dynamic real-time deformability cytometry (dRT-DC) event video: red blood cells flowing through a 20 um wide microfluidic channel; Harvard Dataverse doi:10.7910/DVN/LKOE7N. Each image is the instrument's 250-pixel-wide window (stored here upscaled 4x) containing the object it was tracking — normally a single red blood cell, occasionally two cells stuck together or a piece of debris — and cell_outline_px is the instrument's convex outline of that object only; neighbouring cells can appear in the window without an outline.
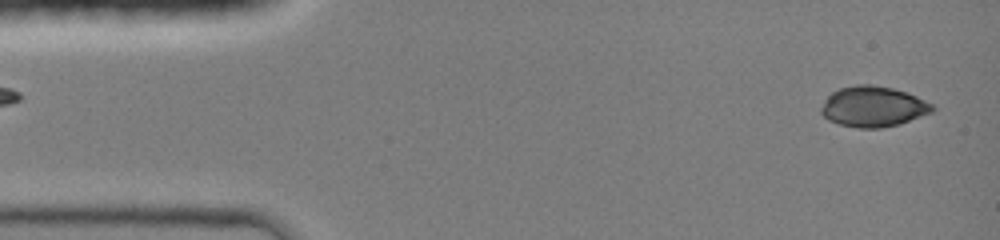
{"species": "common noctule bat (a hibernating species)", "species_latin": "Nyctalus noctula", "temperature_condition": "room temperature", "stored_images_in_passage": 43, "camera_frame_rate_fps": 3000, "um_per_image_px": 0.085, "animal": {"sex": "female", "body_mass_g": 19.0, "forearm_length_mm": 51.5}, "frame": {"image": 1, "passage_image": 1, "time_ms": 0.0, "image_size_px": [1000, 240], "cell_outline_px": [[936, 108], [932, 112], [900, 124], [880, 128], [856, 128], [840, 124], [828, 120], [820, 112], [820, 108], [824, 100], [832, 92], [840, 88], [856, 84], [872, 84], [892, 88], [916, 96], [932, 104]], "centroid_in_image_um": [74.2, 9.06], "position_along_channel_um": 10.8, "area_um2": 26.3}}
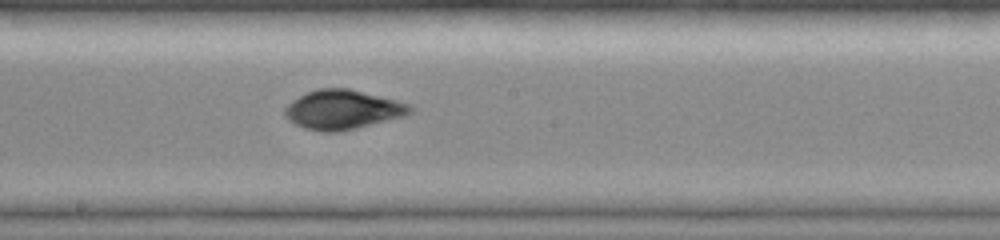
{"frame": {"image": 2, "passage_image": 23, "time_ms": 7.333, "image_size_px": [1000, 240], "cell_outline_px": [[412, 112], [404, 116], [356, 128], [336, 132], [320, 132], [304, 128], [288, 120], [284, 116], [284, 108], [292, 100], [316, 88], [348, 88], [396, 100], [408, 104], [412, 108]], "centroid_in_image_um": [29.09, 9.32], "position_along_channel_um": 219.1, "area_um2": 28.55}}
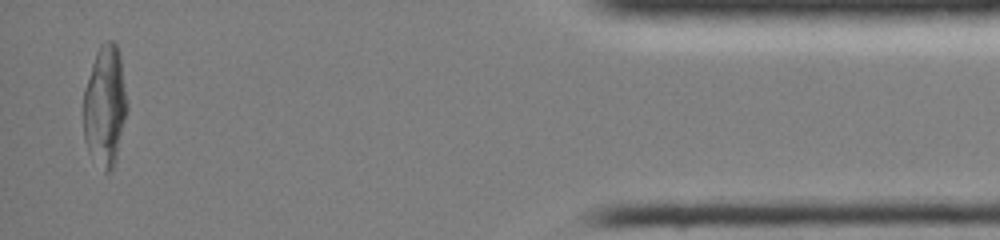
{"frame": {"image": 3, "passage_image": 42, "time_ms": 13.667, "image_size_px": [1000, 240], "cell_outline_px": [[128, 108], [116, 160], [112, 172], [104, 172], [88, 152], [84, 140], [84, 88], [96, 52], [100, 44], [104, 40], [112, 40], [116, 44], [120, 56], [128, 104]], "centroid_in_image_um": [8.93, 9.02], "position_along_channel_um": 426.3, "area_um2": 31.04}}